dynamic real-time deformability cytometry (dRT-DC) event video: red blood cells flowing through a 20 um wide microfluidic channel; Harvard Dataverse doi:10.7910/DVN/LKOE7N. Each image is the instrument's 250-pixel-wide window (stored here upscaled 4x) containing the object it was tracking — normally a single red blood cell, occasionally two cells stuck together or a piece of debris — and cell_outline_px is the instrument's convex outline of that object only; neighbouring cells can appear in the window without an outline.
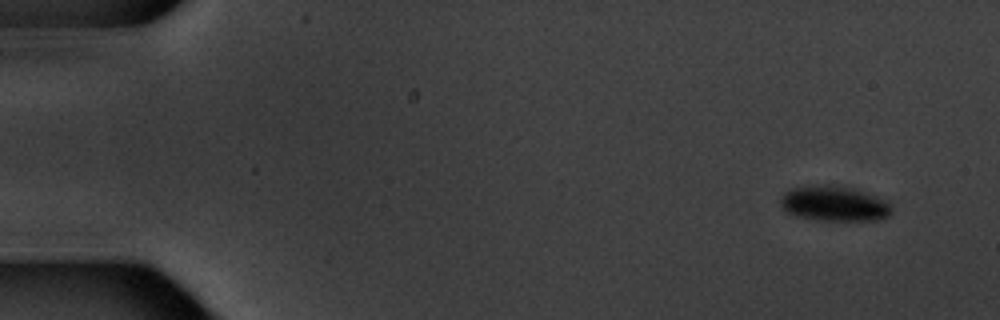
{"species": "common noctule bat (a hibernating species)", "species_latin": "Nyctalus noctula", "temperature_condition": "warm", "stored_images_in_passage": 4, "camera_frame_rate_fps": 3000, "um_per_image_px": 0.085, "animal": {"sex": "male", "body_mass_g": 20.1, "forearm_length_mm": 53.5}, "frame": {"image": 1, "passage_image": 1, "time_ms": 0.0, "image_size_px": [1000, 320], "cell_outline_px": [[892, 212], [888, 216], [876, 220], [816, 220], [796, 216], [788, 212], [780, 204], [780, 196], [788, 188], [816, 184], [828, 184], [856, 188], [876, 196], [884, 200], [892, 208]], "centroid_in_image_um": [70.86, 17.28], "position_along_channel_um": 14.1, "area_um2": 23.06}}